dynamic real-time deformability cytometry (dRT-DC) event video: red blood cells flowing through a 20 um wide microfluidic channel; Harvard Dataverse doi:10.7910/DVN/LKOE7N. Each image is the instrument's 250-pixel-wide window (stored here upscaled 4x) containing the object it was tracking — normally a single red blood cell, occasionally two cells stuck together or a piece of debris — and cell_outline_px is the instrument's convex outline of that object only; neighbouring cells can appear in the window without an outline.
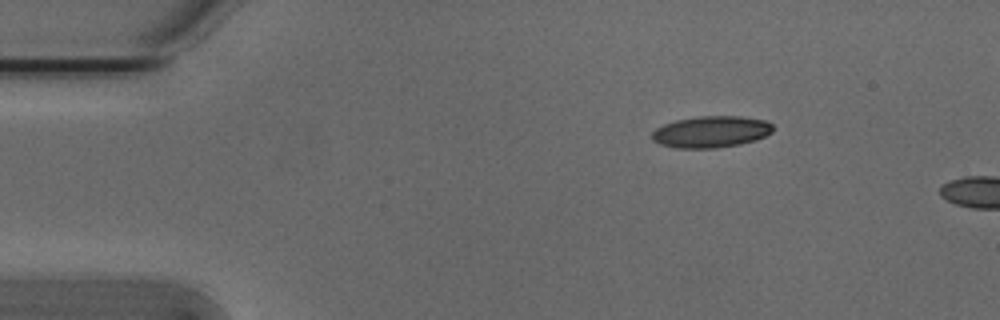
{"species": "Egyptian fruit bat (a non-hibernating species)", "species_latin": "Rousettus aegyptiacus", "temperature_condition": "cold", "stored_images_in_passage": 4, "camera_frame_rate_fps": 3000, "um_per_image_px": 0.085, "animal": {"sex": "male"}, "frame": {"image": 1, "passage_image": 1, "time_ms": 0.0, "image_size_px": [1000, 320], "cell_outline_px": [[772, 132], [756, 140], [740, 144], [716, 148], [676, 148], [660, 144], [652, 140], [652, 132], [656, 128], [664, 124], [676, 120], [700, 116], [740, 116], [764, 120], [772, 124]], "centroid_in_image_um": [60.43, 11.2], "position_along_channel_um": 24.6, "area_um2": 22.2}}